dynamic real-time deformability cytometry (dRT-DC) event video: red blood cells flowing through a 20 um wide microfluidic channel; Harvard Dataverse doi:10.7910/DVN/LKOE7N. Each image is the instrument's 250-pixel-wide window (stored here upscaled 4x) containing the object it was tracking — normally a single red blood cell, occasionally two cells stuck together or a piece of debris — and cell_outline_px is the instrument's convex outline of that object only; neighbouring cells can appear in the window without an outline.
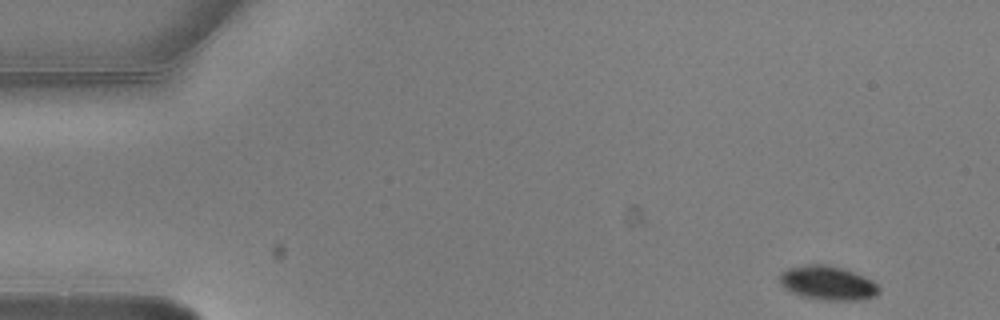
{"species": "common noctule bat (a hibernating species)", "species_latin": "Nyctalus noctula", "temperature_condition": "warm", "stored_images_in_passage": 4, "camera_frame_rate_fps": 3000, "um_per_image_px": 0.085, "animal": {"sex": "male", "body_mass_g": 20.5, "forearm_length_mm": 52.5}, "frame": {"image": 1, "passage_image": 1, "time_ms": 0.0, "image_size_px": [1000, 320], "cell_outline_px": [[880, 292], [876, 296], [856, 300], [824, 300], [800, 296], [784, 288], [780, 284], [780, 272], [788, 268], [808, 264], [824, 264], [840, 268], [864, 276], [872, 280], [880, 288]], "centroid_in_image_um": [70.34, 24.06], "position_along_channel_um": 14.7, "area_um2": 19.65}}
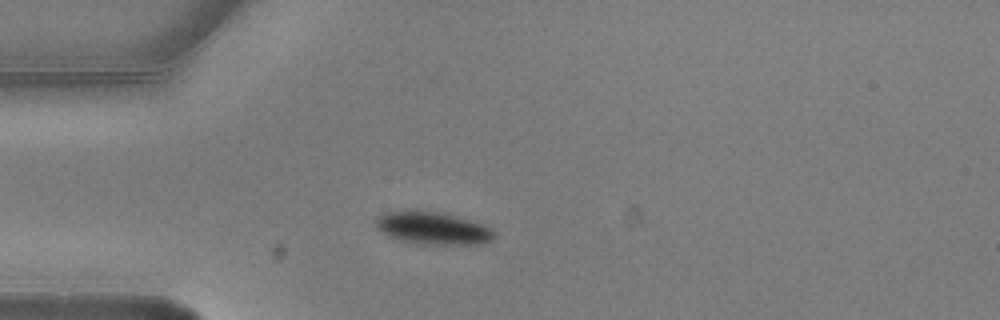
{"frame": {"image": 2, "passage_image": 4, "time_ms": 1.0, "image_size_px": [1000, 320], "cell_outline_px": [[496, 236], [492, 240], [484, 244], [420, 244], [400, 240], [388, 236], [376, 228], [376, 220], [384, 212], [408, 208], [416, 208], [440, 212], [488, 224], [496, 232]], "centroid_in_image_um": [36.82, 19.36], "position_along_channel_um": 48.2, "area_um2": 23.29}}